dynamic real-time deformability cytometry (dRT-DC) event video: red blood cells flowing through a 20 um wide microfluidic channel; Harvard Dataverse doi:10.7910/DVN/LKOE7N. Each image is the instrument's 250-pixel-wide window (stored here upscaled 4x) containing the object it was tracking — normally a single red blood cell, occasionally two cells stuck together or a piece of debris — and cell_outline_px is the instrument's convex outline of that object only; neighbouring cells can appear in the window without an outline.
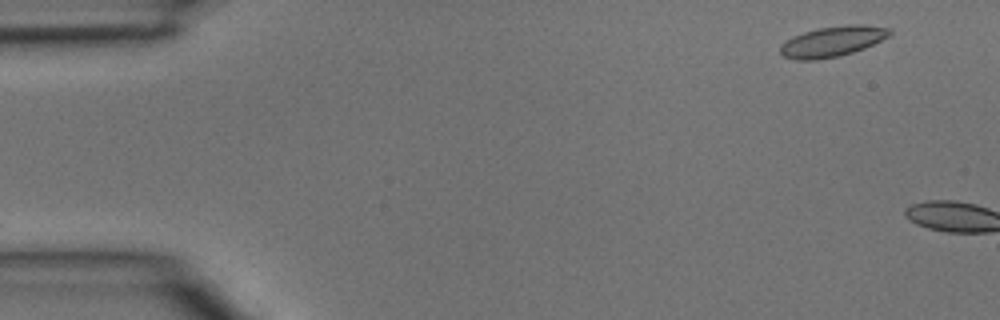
{"species": "common noctule bat (a hibernating species)", "species_latin": "Nyctalus noctula", "temperature_condition": "room temperature", "stored_images_in_passage": 2, "camera_frame_rate_fps": 3000, "um_per_image_px": 0.085, "animal": {"sex": "male", "body_mass_g": 15.6}, "frame": {"image": 1, "passage_image": 1, "time_ms": 0.0, "image_size_px": [1000, 320], "cell_outline_px": [[892, 32], [888, 36], [864, 48], [840, 56], [816, 60], [796, 60], [784, 56], [780, 52], [780, 44], [792, 36], [816, 28], [848, 24], [864, 24], [888, 28]], "centroid_in_image_um": [70.72, 3.52], "position_along_channel_um": 14.3, "area_um2": 19.42}}